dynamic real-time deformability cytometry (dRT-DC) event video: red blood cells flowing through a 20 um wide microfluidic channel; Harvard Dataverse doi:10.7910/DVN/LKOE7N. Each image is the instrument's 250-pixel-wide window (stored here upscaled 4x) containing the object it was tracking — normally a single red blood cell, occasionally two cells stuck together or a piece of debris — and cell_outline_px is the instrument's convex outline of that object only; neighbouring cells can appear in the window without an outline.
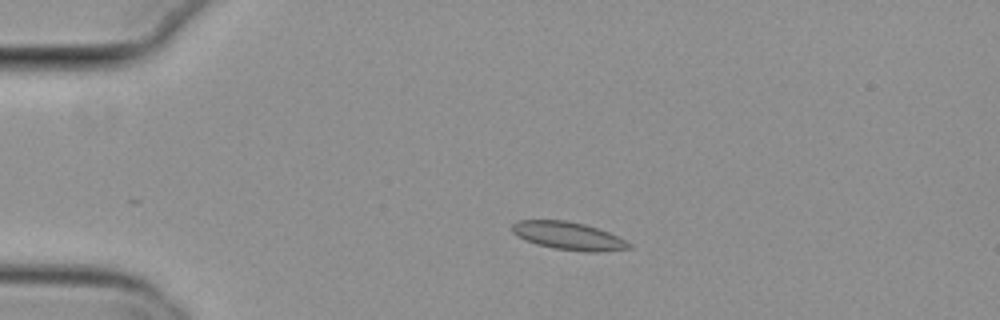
{"species": "common noctule bat (a hibernating species)", "species_latin": "Nyctalus noctula", "temperature_condition": "cold", "stored_images_in_passage": 4, "camera_frame_rate_fps": 3000, "um_per_image_px": 0.085, "animal": {"sex": "female", "body_mass_g": 29.2, "forearm_length_mm": 56.3}, "frame": {"image": 1, "passage_image": 3, "time_ms": 0.667, "image_size_px": [1000, 320], "cell_outline_px": [[632, 248], [604, 252], [580, 252], [556, 248], [536, 244], [524, 240], [516, 236], [512, 232], [512, 224], [516, 220], [564, 220], [584, 224], [608, 232], [632, 244]], "centroid_in_image_um": [48.29, 20.06], "position_along_channel_um": 36.7, "area_um2": 19.07}}